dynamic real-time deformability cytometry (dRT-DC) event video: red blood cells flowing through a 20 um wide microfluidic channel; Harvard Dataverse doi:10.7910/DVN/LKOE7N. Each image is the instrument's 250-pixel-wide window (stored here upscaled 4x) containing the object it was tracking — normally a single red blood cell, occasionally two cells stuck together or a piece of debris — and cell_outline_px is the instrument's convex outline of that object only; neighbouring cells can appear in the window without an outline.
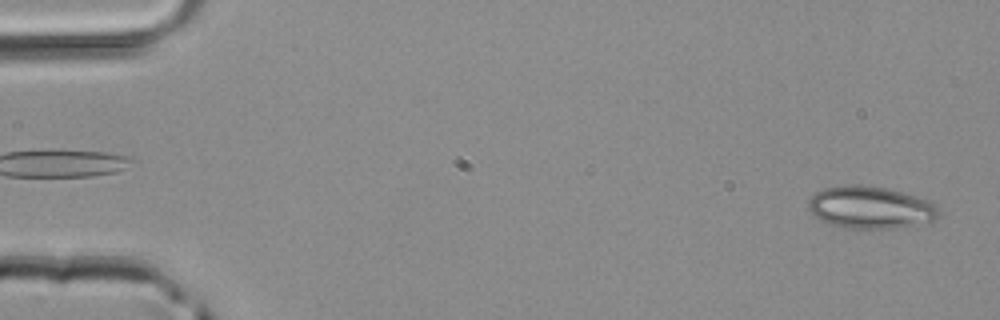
{"species": "common noctule bat (a hibernating species)", "species_latin": "Nyctalus noctula", "temperature_condition": "room temperature", "stored_images_in_passage": 11, "camera_frame_rate_fps": 3000, "um_per_image_px": 0.085, "animal": {"sex": "male", "body_mass_g": 20.4}, "frame": {"image": 1, "passage_image": 1, "time_ms": 0.0, "image_size_px": [1000, 320], "cell_outline_px": [[940, 216], [936, 220], [896, 228], [852, 228], [832, 224], [816, 216], [808, 208], [808, 200], [816, 192], [824, 188], [852, 184], [860, 184], [884, 188], [916, 196], [928, 200], [936, 204], [940, 208]], "centroid_in_image_um": [74.04, 17.62], "position_along_channel_um": 11.0, "area_um2": 31.85}}